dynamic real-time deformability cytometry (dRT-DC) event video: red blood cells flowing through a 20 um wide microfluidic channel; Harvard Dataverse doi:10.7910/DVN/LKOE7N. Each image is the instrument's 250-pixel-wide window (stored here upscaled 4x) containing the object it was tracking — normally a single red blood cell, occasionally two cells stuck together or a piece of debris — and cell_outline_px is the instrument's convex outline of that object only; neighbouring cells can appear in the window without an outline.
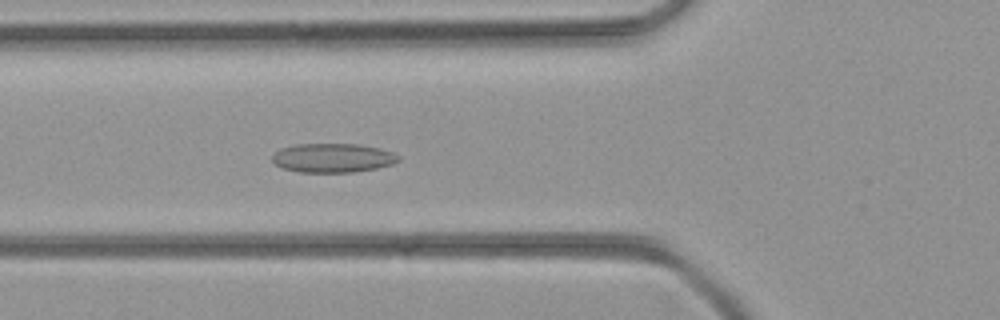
{"species": "common noctule bat (a hibernating species)", "species_latin": "Nyctalus noctula", "temperature_condition": "room temperature", "stored_images_in_passage": 40, "camera_frame_rate_fps": 3000, "um_per_image_px": 0.085, "animal": {"sex": "female", "body_mass_g": 21.9}, "frame": {"image": 1, "passage_image": 12, "time_ms": 3.667, "image_size_px": [1000, 320], "cell_outline_px": [[400, 160], [392, 164], [376, 168], [352, 172], [300, 172], [280, 168], [272, 160], [272, 156], [280, 148], [296, 144], [360, 144], [380, 148], [392, 152], [400, 156]], "centroid_in_image_um": [28.28, 13.42], "position_along_channel_um": 97.5, "area_um2": 21.44}}
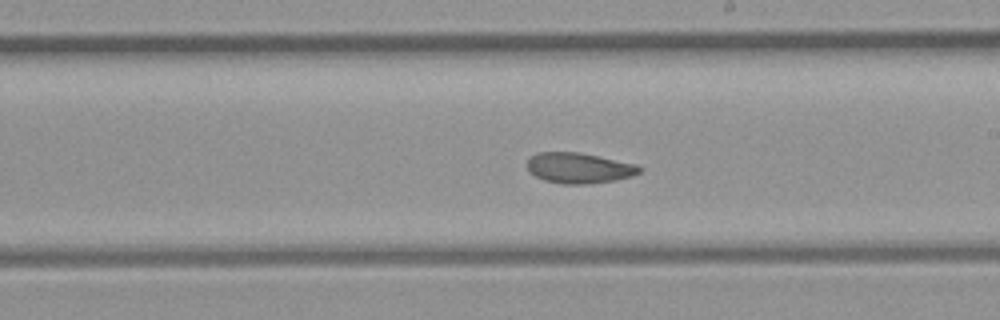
{"frame": {"image": 2, "passage_image": 21, "time_ms": 6.667, "image_size_px": [1000, 320], "cell_outline_px": [[644, 168], [640, 172], [632, 176], [616, 180], [592, 184], [560, 184], [544, 180], [528, 172], [528, 160], [536, 152], [580, 152], [636, 164]], "centroid_in_image_um": [49.23, 14.29], "position_along_channel_um": 239.8, "area_um2": 20.17}}
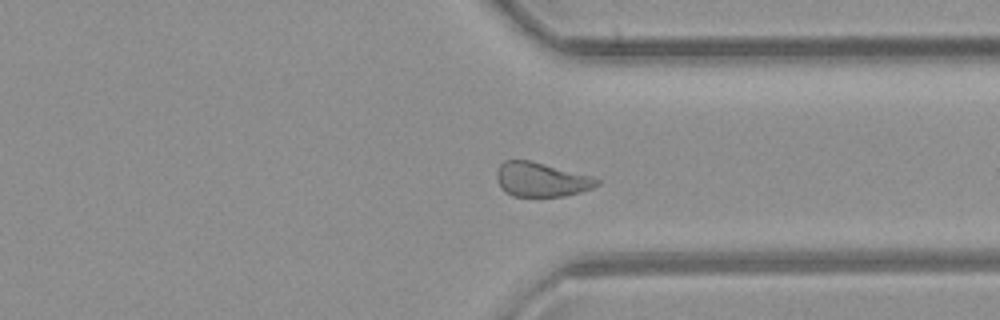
{"frame": {"image": 3, "passage_image": 29, "time_ms": 9.333, "image_size_px": [1000, 320], "cell_outline_px": [[600, 184], [592, 188], [580, 192], [564, 196], [512, 196], [504, 192], [496, 176], [496, 172], [500, 164], [504, 160], [532, 160], [592, 176], [600, 180]], "centroid_in_image_um": [46.01, 15.25], "position_along_channel_um": 365.4, "area_um2": 20.11}}